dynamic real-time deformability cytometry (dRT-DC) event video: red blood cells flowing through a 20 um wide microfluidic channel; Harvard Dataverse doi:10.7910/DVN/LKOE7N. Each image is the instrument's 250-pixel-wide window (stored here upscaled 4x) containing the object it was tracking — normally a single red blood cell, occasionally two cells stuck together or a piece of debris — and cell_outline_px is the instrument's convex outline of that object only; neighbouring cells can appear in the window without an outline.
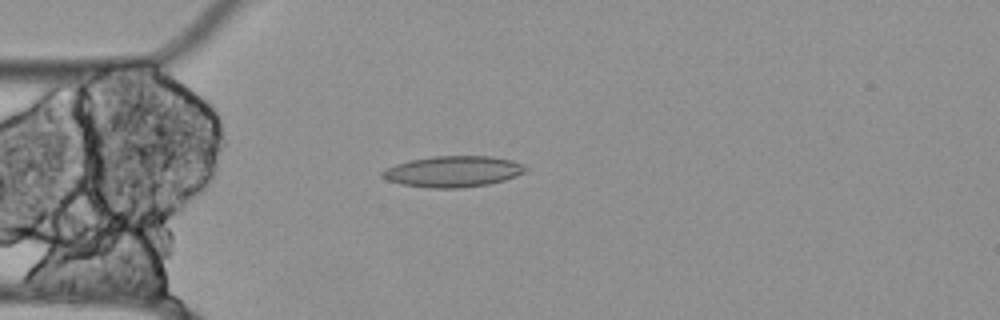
{"species": "Egyptian fruit bat (a non-hibernating species)", "species_latin": "Rousettus aegyptiacus", "temperature_condition": "cold", "stored_images_in_passage": 55, "camera_frame_rate_fps": 3000, "um_per_image_px": 0.085, "animal": {"sex": "female"}, "frame": {"image": 1, "passage_image": 14, "time_ms": 4.333, "image_size_px": [1000, 320], "cell_outline_px": [[528, 168], [524, 172], [516, 176], [504, 180], [488, 184], [460, 188], [428, 188], [400, 184], [388, 180], [380, 176], [380, 172], [396, 164], [412, 160], [432, 156], [488, 156], [512, 160], [524, 164]], "centroid_in_image_um": [38.51, 14.58], "position_along_channel_um": 46.5, "area_um2": 25.89}}
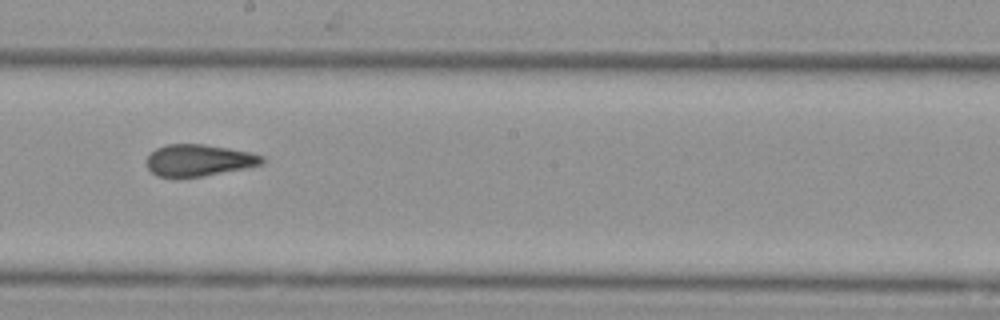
{"frame": {"image": 2, "passage_image": 30, "time_ms": 9.667, "image_size_px": [1000, 320], "cell_outline_px": [[268, 160], [264, 164], [204, 176], [176, 180], [156, 176], [148, 168], [148, 156], [156, 148], [168, 144], [204, 144], [252, 152], [264, 156]], "centroid_in_image_um": [16.92, 13.65], "position_along_channel_um": 231.3, "area_um2": 21.91}}
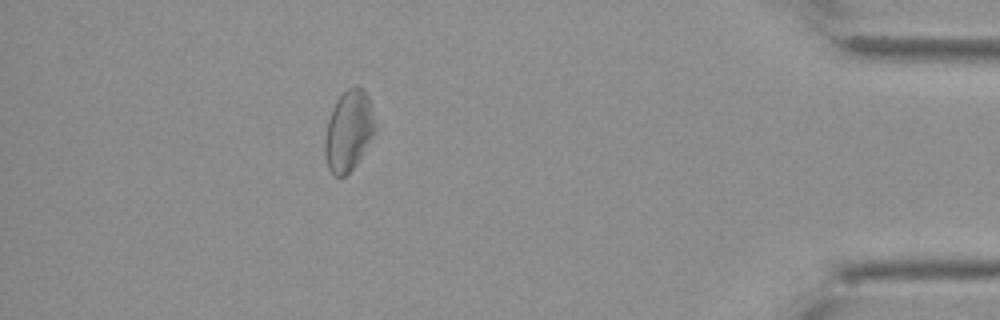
{"frame": {"image": 3, "passage_image": 49, "time_ms": 16.0, "image_size_px": [1000, 320], "cell_outline_px": [[376, 128], [372, 136], [356, 164], [344, 176], [336, 176], [328, 168], [324, 156], [324, 140], [328, 120], [332, 108], [336, 100], [348, 88], [356, 84], [364, 88], [368, 96]], "centroid_in_image_um": [29.61, 11.08], "position_along_channel_um": 405.6, "area_um2": 23.41}, "authors_computed_cell_mechanics": {"area_um2": 24.2182, "velocity_mm_per_s": 3.4985, "shape_relaxation_time_tau1_ms": null, "shape_relaxation_time_tau2_ms": 3.1568, "deformation_change_tau1": null, "deformation_change_tau2": 0.1204}}